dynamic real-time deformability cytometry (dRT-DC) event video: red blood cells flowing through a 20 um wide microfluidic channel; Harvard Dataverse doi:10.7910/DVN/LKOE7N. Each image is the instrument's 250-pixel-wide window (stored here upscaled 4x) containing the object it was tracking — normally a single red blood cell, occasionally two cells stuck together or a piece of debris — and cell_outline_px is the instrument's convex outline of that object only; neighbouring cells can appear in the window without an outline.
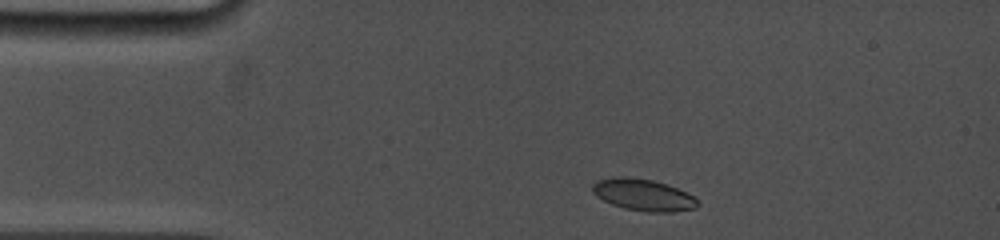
{"species": "common noctule bat (a hibernating species)", "species_latin": "Nyctalus noctula", "temperature_condition": "cold", "stored_images_in_passage": 6, "camera_frame_rate_fps": 5000, "um_per_image_px": 0.085, "animal": {"sex": "female", "body_mass_g": 19.0, "forearm_length_mm": 53.3}, "frame": {"image": 1, "passage_image": 2, "time_ms": 0.6, "image_size_px": [1000, 240], "cell_outline_px": [[700, 204], [696, 208], [672, 212], [648, 212], [624, 208], [612, 204], [596, 196], [592, 192], [592, 184], [596, 180], [612, 176], [624, 176], [652, 180], [668, 184], [700, 200]], "centroid_in_image_um": [54.66, 16.56], "position_along_channel_um": 30.3, "area_um2": 19.59}}
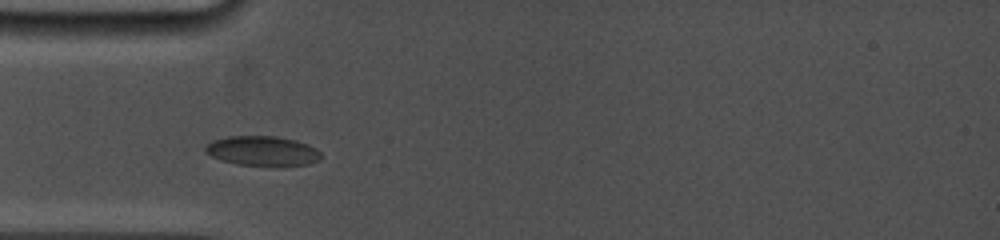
{"frame": {"image": 2, "passage_image": 5, "time_ms": 2.6, "image_size_px": [1000, 240], "cell_outline_px": [[324, 156], [320, 160], [308, 164], [240, 164], [220, 160], [204, 152], [204, 148], [212, 140], [228, 136], [276, 136], [296, 140], [308, 144], [316, 148]], "centroid_in_image_um": [22.31, 12.8], "position_along_channel_um": 62.7, "area_um2": 19.71}}